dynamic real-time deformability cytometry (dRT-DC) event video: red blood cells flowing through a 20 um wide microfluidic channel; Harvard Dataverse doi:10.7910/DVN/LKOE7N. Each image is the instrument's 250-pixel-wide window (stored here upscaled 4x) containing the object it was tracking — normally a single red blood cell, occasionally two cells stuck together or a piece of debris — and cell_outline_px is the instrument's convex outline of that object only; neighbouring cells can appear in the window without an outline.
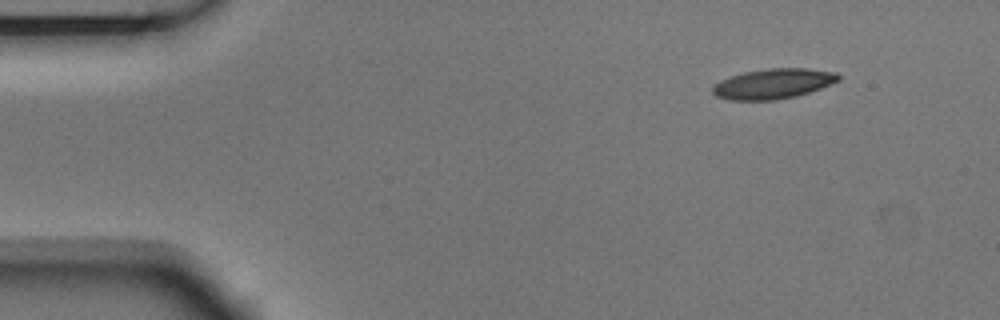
{"species": "Egyptian fruit bat (a non-hibernating species)", "species_latin": "Rousettus aegyptiacus", "temperature_condition": "room temperature", "stored_images_in_passage": 4, "camera_frame_rate_fps": 3000, "um_per_image_px": 0.085, "animal": {"sex": "male"}, "frame": {"image": 1, "passage_image": 1, "time_ms": 0.0, "image_size_px": [1000, 320], "cell_outline_px": [[840, 80], [820, 88], [796, 96], [776, 100], [728, 100], [716, 96], [712, 92], [712, 88], [720, 80], [728, 76], [744, 72], [768, 68], [808, 68], [836, 72], [840, 76]], "centroid_in_image_um": [65.71, 7.11], "position_along_channel_um": 19.3, "area_um2": 22.14}}
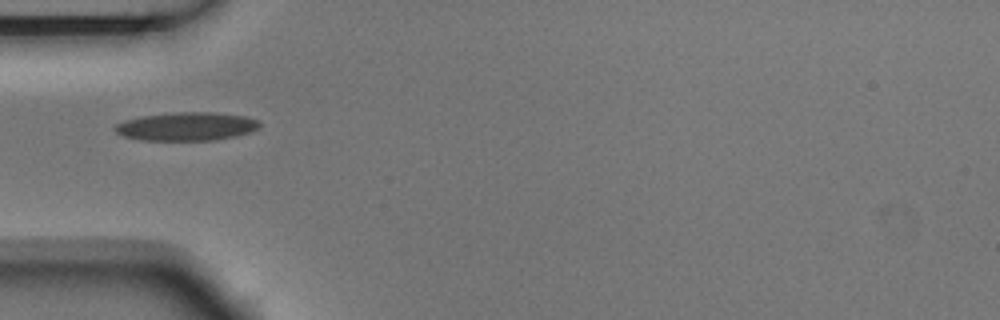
{"frame": {"image": 2, "passage_image": 4, "time_ms": 1.0, "image_size_px": [1000, 320], "cell_outline_px": [[260, 128], [252, 132], [236, 136], [216, 140], [140, 140], [124, 136], [116, 132], [112, 128], [116, 124], [124, 120], [140, 116], [176, 112], [212, 112], [244, 116], [260, 120]], "centroid_in_image_um": [15.87, 10.74], "position_along_channel_um": 69.1, "area_um2": 24.16}}